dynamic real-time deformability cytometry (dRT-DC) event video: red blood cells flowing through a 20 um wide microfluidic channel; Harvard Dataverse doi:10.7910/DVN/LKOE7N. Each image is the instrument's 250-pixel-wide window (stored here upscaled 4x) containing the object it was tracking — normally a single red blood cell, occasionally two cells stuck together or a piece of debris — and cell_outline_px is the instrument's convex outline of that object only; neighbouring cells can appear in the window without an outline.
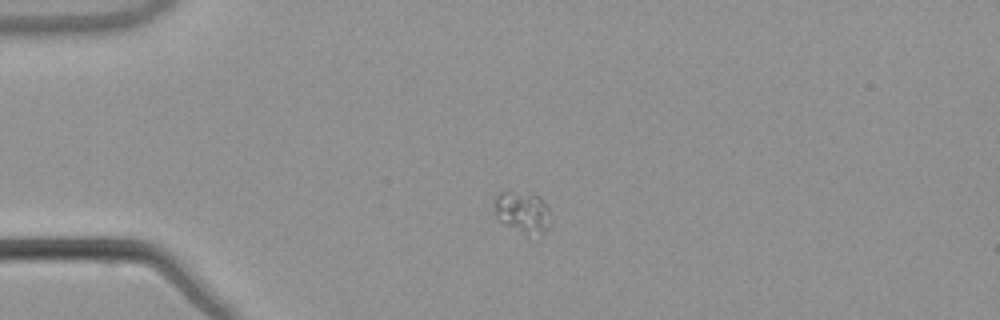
{"species": "common noctule bat (a hibernating species)", "species_latin": "Nyctalus noctula", "temperature_condition": "warm", "stored_images_in_passage": 42, "camera_frame_rate_fps": 3000, "um_per_image_px": 0.085, "animal": {"sex": "male", "body_mass_g": 21.5, "forearm_length_mm": 52.0}, "frame": {"image": 1, "passage_image": 1, "time_ms": 0.0, "image_size_px": [1000, 320], "cell_outline_px": [[548, 228], [544, 232], [528, 236], [500, 220], [496, 216], [496, 196], [500, 192], [532, 192], [540, 196], [548, 208]], "centroid_in_image_um": [44.44, 18.01], "position_along_channel_um": 40.6, "area_um2": 13.24}}
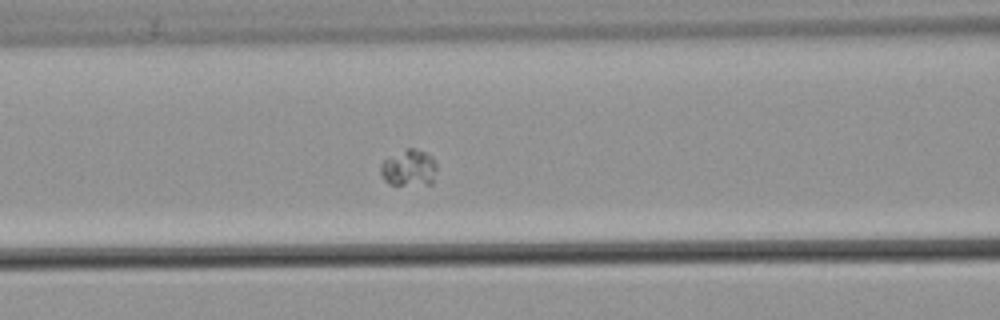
{"frame": {"image": 2, "passage_image": 11, "time_ms": 3.333, "image_size_px": [1000, 320], "cell_outline_px": [[436, 168], [432, 184], [388, 184], [384, 180], [380, 172], [380, 164], [384, 160], [408, 148], [412, 148], [424, 152], [432, 156], [436, 164]], "centroid_in_image_um": [34.75, 14.28], "position_along_channel_um": 131.8, "area_um2": 11.73}}
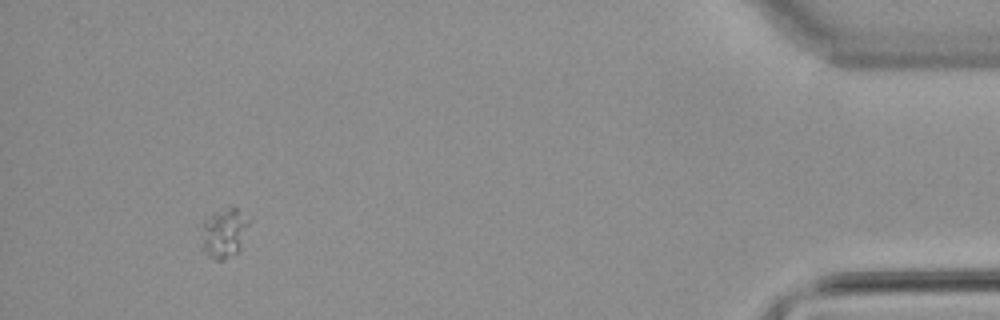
{"frame": {"image": 3, "passage_image": 39, "time_ms": 12.667, "image_size_px": [1000, 320], "cell_outline_px": [[252, 220], [240, 248], [236, 252], [224, 260], [216, 260], [208, 256], [200, 248], [204, 220], [212, 212], [232, 204], [252, 216]], "centroid_in_image_um": [19.1, 19.72], "position_along_channel_um": 416.1, "area_um2": 14.57}}